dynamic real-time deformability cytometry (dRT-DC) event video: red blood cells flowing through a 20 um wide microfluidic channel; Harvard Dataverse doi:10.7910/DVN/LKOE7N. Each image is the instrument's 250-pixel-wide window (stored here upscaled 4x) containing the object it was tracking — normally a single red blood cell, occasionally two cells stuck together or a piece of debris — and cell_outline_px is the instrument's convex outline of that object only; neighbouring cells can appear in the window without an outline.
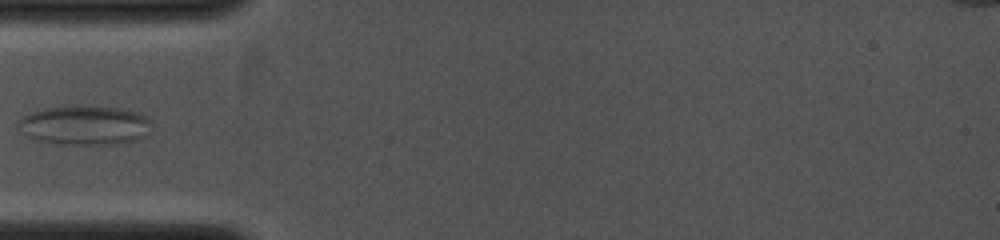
{"species": "common noctule bat (a hibernating species)", "species_latin": "Nyctalus noctula", "temperature_condition": "cold", "stored_images_in_passage": 8, "camera_frame_rate_fps": 4000, "um_per_image_px": 0.085, "animal": {"sex": "female", "body_mass_g": 19.0, "forearm_length_mm": 53.3}, "frame": {"image": 1, "passage_image": 2, "time_ms": 0.5, "image_size_px": [1000, 240], "cell_outline_px": [[152, 120], [148, 136], [136, 140], [116, 144], [60, 144], [40, 140], [28, 136], [16, 128], [16, 120], [32, 112], [44, 108], [120, 108], [136, 112]], "centroid_in_image_um": [7.21, 10.68], "position_along_channel_um": 77.8, "area_um2": 30.0}}
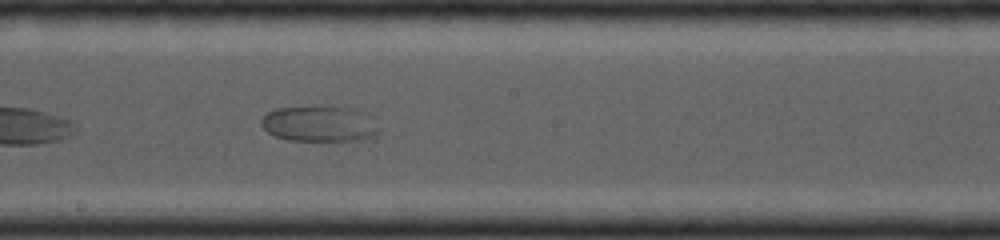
{"frame": {"image": 2, "passage_image": 8, "time_ms": 3.5, "image_size_px": [1000, 240], "cell_outline_px": [[380, 132], [376, 136], [364, 140], [288, 140], [276, 136], [268, 132], [260, 124], [260, 120], [268, 112], [280, 108], [336, 108], [376, 128]], "centroid_in_image_um": [26.88, 10.62], "position_along_channel_um": 221.3, "area_um2": 22.02}}